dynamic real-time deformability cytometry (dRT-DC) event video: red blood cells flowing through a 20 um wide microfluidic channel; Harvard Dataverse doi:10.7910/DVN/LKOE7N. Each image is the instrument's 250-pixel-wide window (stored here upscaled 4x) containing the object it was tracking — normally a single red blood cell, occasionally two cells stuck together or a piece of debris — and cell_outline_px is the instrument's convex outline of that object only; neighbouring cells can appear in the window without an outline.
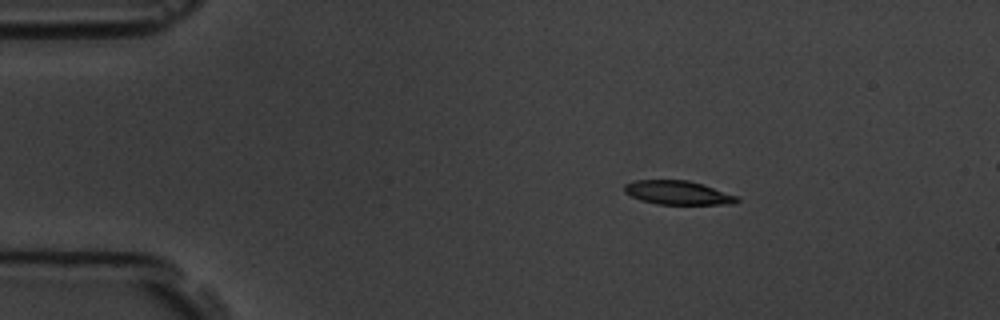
{"species": "common noctule bat (a hibernating species)", "species_latin": "Nyctalus noctula", "temperature_condition": "room temperature", "stored_images_in_passage": 5, "segment_of_instrument_passage": [1, 2], "camera_frame_rate_fps": 3000, "um_per_image_px": 0.085, "animal": {"sex": "male", "body_mass_g": 19.5, "forearm_length_mm": 54.6}, "frame": {"image": 1, "passage_image": 2, "time_ms": 1.333, "image_size_px": [1000, 320], "cell_outline_px": [[740, 200], [736, 204], [656, 204], [640, 200], [624, 192], [624, 184], [632, 180], [688, 180], [740, 196]], "centroid_in_image_um": [57.63, 16.38], "position_along_channel_um": 27.4, "area_um2": 15.78}}